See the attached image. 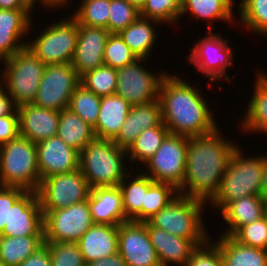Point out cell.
<instances>
[{
  "label": "cell",
  "mask_w": 267,
  "mask_h": 266,
  "mask_svg": "<svg viewBox=\"0 0 267 266\" xmlns=\"http://www.w3.org/2000/svg\"><path fill=\"white\" fill-rule=\"evenodd\" d=\"M231 141L223 137L220 127L210 134L188 139L185 175L178 189L180 195L206 204L213 200L230 159L239 147Z\"/></svg>",
  "instance_id": "obj_1"
},
{
  "label": "cell",
  "mask_w": 267,
  "mask_h": 266,
  "mask_svg": "<svg viewBox=\"0 0 267 266\" xmlns=\"http://www.w3.org/2000/svg\"><path fill=\"white\" fill-rule=\"evenodd\" d=\"M197 86L168 72L162 80L159 102L169 133L190 138L210 134L219 127L208 100L201 96Z\"/></svg>",
  "instance_id": "obj_2"
},
{
  "label": "cell",
  "mask_w": 267,
  "mask_h": 266,
  "mask_svg": "<svg viewBox=\"0 0 267 266\" xmlns=\"http://www.w3.org/2000/svg\"><path fill=\"white\" fill-rule=\"evenodd\" d=\"M124 159H128L127 150L113 140L95 138L79 152V170L91 189L116 187L130 173Z\"/></svg>",
  "instance_id": "obj_3"
},
{
  "label": "cell",
  "mask_w": 267,
  "mask_h": 266,
  "mask_svg": "<svg viewBox=\"0 0 267 266\" xmlns=\"http://www.w3.org/2000/svg\"><path fill=\"white\" fill-rule=\"evenodd\" d=\"M247 156L240 147L233 153L217 195L209 203L212 208L216 207L221 211L229 202L244 196L260 194L266 154Z\"/></svg>",
  "instance_id": "obj_4"
},
{
  "label": "cell",
  "mask_w": 267,
  "mask_h": 266,
  "mask_svg": "<svg viewBox=\"0 0 267 266\" xmlns=\"http://www.w3.org/2000/svg\"><path fill=\"white\" fill-rule=\"evenodd\" d=\"M40 182L34 142L19 135L0 146V186L36 192Z\"/></svg>",
  "instance_id": "obj_5"
},
{
  "label": "cell",
  "mask_w": 267,
  "mask_h": 266,
  "mask_svg": "<svg viewBox=\"0 0 267 266\" xmlns=\"http://www.w3.org/2000/svg\"><path fill=\"white\" fill-rule=\"evenodd\" d=\"M205 206L202 201L179 194L148 222L172 235L190 240L197 247L210 238L202 221Z\"/></svg>",
  "instance_id": "obj_6"
},
{
  "label": "cell",
  "mask_w": 267,
  "mask_h": 266,
  "mask_svg": "<svg viewBox=\"0 0 267 266\" xmlns=\"http://www.w3.org/2000/svg\"><path fill=\"white\" fill-rule=\"evenodd\" d=\"M1 62L3 88L15 106L33 103L46 65L28 47Z\"/></svg>",
  "instance_id": "obj_7"
},
{
  "label": "cell",
  "mask_w": 267,
  "mask_h": 266,
  "mask_svg": "<svg viewBox=\"0 0 267 266\" xmlns=\"http://www.w3.org/2000/svg\"><path fill=\"white\" fill-rule=\"evenodd\" d=\"M50 25L41 30L36 38L27 40V47L45 65L71 63L76 48L78 22L70 16Z\"/></svg>",
  "instance_id": "obj_8"
},
{
  "label": "cell",
  "mask_w": 267,
  "mask_h": 266,
  "mask_svg": "<svg viewBox=\"0 0 267 266\" xmlns=\"http://www.w3.org/2000/svg\"><path fill=\"white\" fill-rule=\"evenodd\" d=\"M208 33L194 41L195 45L190 49L186 61L194 65L202 75L209 77L211 83L219 80L230 83L231 78L227 73L235 55L231 51L233 47L229 46L228 39L221 37V33L214 34L213 31Z\"/></svg>",
  "instance_id": "obj_9"
},
{
  "label": "cell",
  "mask_w": 267,
  "mask_h": 266,
  "mask_svg": "<svg viewBox=\"0 0 267 266\" xmlns=\"http://www.w3.org/2000/svg\"><path fill=\"white\" fill-rule=\"evenodd\" d=\"M188 139L186 136L169 133L145 163L146 172L143 173L154 182L169 183L179 189L185 175Z\"/></svg>",
  "instance_id": "obj_10"
},
{
  "label": "cell",
  "mask_w": 267,
  "mask_h": 266,
  "mask_svg": "<svg viewBox=\"0 0 267 266\" xmlns=\"http://www.w3.org/2000/svg\"><path fill=\"white\" fill-rule=\"evenodd\" d=\"M149 59L138 58L133 63L117 68V88L115 94L123 97L131 106L144 105L159 99L162 80L167 71L152 74L145 65Z\"/></svg>",
  "instance_id": "obj_11"
},
{
  "label": "cell",
  "mask_w": 267,
  "mask_h": 266,
  "mask_svg": "<svg viewBox=\"0 0 267 266\" xmlns=\"http://www.w3.org/2000/svg\"><path fill=\"white\" fill-rule=\"evenodd\" d=\"M36 192L42 210L52 211L87 200L91 187L77 169L42 179Z\"/></svg>",
  "instance_id": "obj_12"
},
{
  "label": "cell",
  "mask_w": 267,
  "mask_h": 266,
  "mask_svg": "<svg viewBox=\"0 0 267 266\" xmlns=\"http://www.w3.org/2000/svg\"><path fill=\"white\" fill-rule=\"evenodd\" d=\"M80 84V77L71 63L46 65L36 97L37 107L62 111Z\"/></svg>",
  "instance_id": "obj_13"
},
{
  "label": "cell",
  "mask_w": 267,
  "mask_h": 266,
  "mask_svg": "<svg viewBox=\"0 0 267 266\" xmlns=\"http://www.w3.org/2000/svg\"><path fill=\"white\" fill-rule=\"evenodd\" d=\"M43 213L44 242L76 243L95 224L87 200Z\"/></svg>",
  "instance_id": "obj_14"
},
{
  "label": "cell",
  "mask_w": 267,
  "mask_h": 266,
  "mask_svg": "<svg viewBox=\"0 0 267 266\" xmlns=\"http://www.w3.org/2000/svg\"><path fill=\"white\" fill-rule=\"evenodd\" d=\"M118 253L127 266H161L145 222L128 220L118 225Z\"/></svg>",
  "instance_id": "obj_15"
},
{
  "label": "cell",
  "mask_w": 267,
  "mask_h": 266,
  "mask_svg": "<svg viewBox=\"0 0 267 266\" xmlns=\"http://www.w3.org/2000/svg\"><path fill=\"white\" fill-rule=\"evenodd\" d=\"M0 236H44V213L37 192L25 191L13 203Z\"/></svg>",
  "instance_id": "obj_16"
},
{
  "label": "cell",
  "mask_w": 267,
  "mask_h": 266,
  "mask_svg": "<svg viewBox=\"0 0 267 266\" xmlns=\"http://www.w3.org/2000/svg\"><path fill=\"white\" fill-rule=\"evenodd\" d=\"M36 151L41 180L79 169V152L57 135L37 143Z\"/></svg>",
  "instance_id": "obj_17"
},
{
  "label": "cell",
  "mask_w": 267,
  "mask_h": 266,
  "mask_svg": "<svg viewBox=\"0 0 267 266\" xmlns=\"http://www.w3.org/2000/svg\"><path fill=\"white\" fill-rule=\"evenodd\" d=\"M109 35L106 28L79 25L71 64L80 78L104 64V49Z\"/></svg>",
  "instance_id": "obj_18"
},
{
  "label": "cell",
  "mask_w": 267,
  "mask_h": 266,
  "mask_svg": "<svg viewBox=\"0 0 267 266\" xmlns=\"http://www.w3.org/2000/svg\"><path fill=\"white\" fill-rule=\"evenodd\" d=\"M32 11L30 9H0V60L12 57L27 47L24 39L32 29ZM24 39V40H23Z\"/></svg>",
  "instance_id": "obj_19"
},
{
  "label": "cell",
  "mask_w": 267,
  "mask_h": 266,
  "mask_svg": "<svg viewBox=\"0 0 267 266\" xmlns=\"http://www.w3.org/2000/svg\"><path fill=\"white\" fill-rule=\"evenodd\" d=\"M20 136L35 144L57 135L60 111L24 104L17 107Z\"/></svg>",
  "instance_id": "obj_20"
},
{
  "label": "cell",
  "mask_w": 267,
  "mask_h": 266,
  "mask_svg": "<svg viewBox=\"0 0 267 266\" xmlns=\"http://www.w3.org/2000/svg\"><path fill=\"white\" fill-rule=\"evenodd\" d=\"M145 225L161 266H186L196 246L188 239L152 226L148 221Z\"/></svg>",
  "instance_id": "obj_21"
},
{
  "label": "cell",
  "mask_w": 267,
  "mask_h": 266,
  "mask_svg": "<svg viewBox=\"0 0 267 266\" xmlns=\"http://www.w3.org/2000/svg\"><path fill=\"white\" fill-rule=\"evenodd\" d=\"M162 122L159 99L144 105L131 106L122 128L113 141L120 148L128 150L143 130L159 126Z\"/></svg>",
  "instance_id": "obj_22"
},
{
  "label": "cell",
  "mask_w": 267,
  "mask_h": 266,
  "mask_svg": "<svg viewBox=\"0 0 267 266\" xmlns=\"http://www.w3.org/2000/svg\"><path fill=\"white\" fill-rule=\"evenodd\" d=\"M85 263L118 252V225L94 224L76 242Z\"/></svg>",
  "instance_id": "obj_23"
},
{
  "label": "cell",
  "mask_w": 267,
  "mask_h": 266,
  "mask_svg": "<svg viewBox=\"0 0 267 266\" xmlns=\"http://www.w3.org/2000/svg\"><path fill=\"white\" fill-rule=\"evenodd\" d=\"M87 201L95 224L119 225L128 221L118 186L93 188Z\"/></svg>",
  "instance_id": "obj_24"
},
{
  "label": "cell",
  "mask_w": 267,
  "mask_h": 266,
  "mask_svg": "<svg viewBox=\"0 0 267 266\" xmlns=\"http://www.w3.org/2000/svg\"><path fill=\"white\" fill-rule=\"evenodd\" d=\"M266 201L259 195L244 196L229 202L220 212L227 223L222 235L232 236L240 227L264 217Z\"/></svg>",
  "instance_id": "obj_25"
},
{
  "label": "cell",
  "mask_w": 267,
  "mask_h": 266,
  "mask_svg": "<svg viewBox=\"0 0 267 266\" xmlns=\"http://www.w3.org/2000/svg\"><path fill=\"white\" fill-rule=\"evenodd\" d=\"M131 105L117 94L101 97L99 117L94 128L96 138L113 140L127 118Z\"/></svg>",
  "instance_id": "obj_26"
},
{
  "label": "cell",
  "mask_w": 267,
  "mask_h": 266,
  "mask_svg": "<svg viewBox=\"0 0 267 266\" xmlns=\"http://www.w3.org/2000/svg\"><path fill=\"white\" fill-rule=\"evenodd\" d=\"M262 72V73H261ZM257 71L255 88L249 100L246 112L241 118L240 125L243 131L267 134V74Z\"/></svg>",
  "instance_id": "obj_27"
},
{
  "label": "cell",
  "mask_w": 267,
  "mask_h": 266,
  "mask_svg": "<svg viewBox=\"0 0 267 266\" xmlns=\"http://www.w3.org/2000/svg\"><path fill=\"white\" fill-rule=\"evenodd\" d=\"M130 180H127V179ZM128 182H127V181ZM154 181L142 173H128L118 186L122 194L124 215L127 220L142 222V205H145V194Z\"/></svg>",
  "instance_id": "obj_28"
},
{
  "label": "cell",
  "mask_w": 267,
  "mask_h": 266,
  "mask_svg": "<svg viewBox=\"0 0 267 266\" xmlns=\"http://www.w3.org/2000/svg\"><path fill=\"white\" fill-rule=\"evenodd\" d=\"M215 243L224 266H267V250L241 244L232 236L221 234Z\"/></svg>",
  "instance_id": "obj_29"
},
{
  "label": "cell",
  "mask_w": 267,
  "mask_h": 266,
  "mask_svg": "<svg viewBox=\"0 0 267 266\" xmlns=\"http://www.w3.org/2000/svg\"><path fill=\"white\" fill-rule=\"evenodd\" d=\"M159 25L158 21L144 17H139L131 25L122 30L119 35L124 43L138 58L151 57V50L156 43V28L153 25Z\"/></svg>",
  "instance_id": "obj_30"
},
{
  "label": "cell",
  "mask_w": 267,
  "mask_h": 266,
  "mask_svg": "<svg viewBox=\"0 0 267 266\" xmlns=\"http://www.w3.org/2000/svg\"><path fill=\"white\" fill-rule=\"evenodd\" d=\"M57 136L78 152L96 138L94 128L69 108L60 111Z\"/></svg>",
  "instance_id": "obj_31"
},
{
  "label": "cell",
  "mask_w": 267,
  "mask_h": 266,
  "mask_svg": "<svg viewBox=\"0 0 267 266\" xmlns=\"http://www.w3.org/2000/svg\"><path fill=\"white\" fill-rule=\"evenodd\" d=\"M233 5L229 0H182V9L180 17L190 13L192 17L207 20L208 31H213L211 22L215 20L223 22H233Z\"/></svg>",
  "instance_id": "obj_32"
},
{
  "label": "cell",
  "mask_w": 267,
  "mask_h": 266,
  "mask_svg": "<svg viewBox=\"0 0 267 266\" xmlns=\"http://www.w3.org/2000/svg\"><path fill=\"white\" fill-rule=\"evenodd\" d=\"M44 245V236H0V260L5 266H19Z\"/></svg>",
  "instance_id": "obj_33"
},
{
  "label": "cell",
  "mask_w": 267,
  "mask_h": 266,
  "mask_svg": "<svg viewBox=\"0 0 267 266\" xmlns=\"http://www.w3.org/2000/svg\"><path fill=\"white\" fill-rule=\"evenodd\" d=\"M169 134L168 128L162 122L159 126L143 130L127 150L128 161L145 164L159 149L164 138Z\"/></svg>",
  "instance_id": "obj_34"
},
{
  "label": "cell",
  "mask_w": 267,
  "mask_h": 266,
  "mask_svg": "<svg viewBox=\"0 0 267 266\" xmlns=\"http://www.w3.org/2000/svg\"><path fill=\"white\" fill-rule=\"evenodd\" d=\"M238 14L242 27L259 36H267V0H240Z\"/></svg>",
  "instance_id": "obj_35"
},
{
  "label": "cell",
  "mask_w": 267,
  "mask_h": 266,
  "mask_svg": "<svg viewBox=\"0 0 267 266\" xmlns=\"http://www.w3.org/2000/svg\"><path fill=\"white\" fill-rule=\"evenodd\" d=\"M100 104L101 97L80 83L70 98L68 108L94 127L99 117Z\"/></svg>",
  "instance_id": "obj_36"
},
{
  "label": "cell",
  "mask_w": 267,
  "mask_h": 266,
  "mask_svg": "<svg viewBox=\"0 0 267 266\" xmlns=\"http://www.w3.org/2000/svg\"><path fill=\"white\" fill-rule=\"evenodd\" d=\"M178 195V189L174 185L153 182L145 194V205H142V222L148 221Z\"/></svg>",
  "instance_id": "obj_37"
},
{
  "label": "cell",
  "mask_w": 267,
  "mask_h": 266,
  "mask_svg": "<svg viewBox=\"0 0 267 266\" xmlns=\"http://www.w3.org/2000/svg\"><path fill=\"white\" fill-rule=\"evenodd\" d=\"M110 0H82L73 16L79 25L108 30Z\"/></svg>",
  "instance_id": "obj_38"
},
{
  "label": "cell",
  "mask_w": 267,
  "mask_h": 266,
  "mask_svg": "<svg viewBox=\"0 0 267 266\" xmlns=\"http://www.w3.org/2000/svg\"><path fill=\"white\" fill-rule=\"evenodd\" d=\"M80 83L97 96L113 95L117 88L116 69L103 64L84 74Z\"/></svg>",
  "instance_id": "obj_39"
},
{
  "label": "cell",
  "mask_w": 267,
  "mask_h": 266,
  "mask_svg": "<svg viewBox=\"0 0 267 266\" xmlns=\"http://www.w3.org/2000/svg\"><path fill=\"white\" fill-rule=\"evenodd\" d=\"M182 0H147L140 10L141 17L158 21L160 24L177 25L180 19ZM172 23V24H171Z\"/></svg>",
  "instance_id": "obj_40"
},
{
  "label": "cell",
  "mask_w": 267,
  "mask_h": 266,
  "mask_svg": "<svg viewBox=\"0 0 267 266\" xmlns=\"http://www.w3.org/2000/svg\"><path fill=\"white\" fill-rule=\"evenodd\" d=\"M140 16V10L126 0H110L108 20L110 34H119Z\"/></svg>",
  "instance_id": "obj_41"
},
{
  "label": "cell",
  "mask_w": 267,
  "mask_h": 266,
  "mask_svg": "<svg viewBox=\"0 0 267 266\" xmlns=\"http://www.w3.org/2000/svg\"><path fill=\"white\" fill-rule=\"evenodd\" d=\"M138 57L124 43L119 34H110L104 49V65L121 68L133 63Z\"/></svg>",
  "instance_id": "obj_42"
},
{
  "label": "cell",
  "mask_w": 267,
  "mask_h": 266,
  "mask_svg": "<svg viewBox=\"0 0 267 266\" xmlns=\"http://www.w3.org/2000/svg\"><path fill=\"white\" fill-rule=\"evenodd\" d=\"M49 250L52 266H86L77 243L44 242Z\"/></svg>",
  "instance_id": "obj_43"
},
{
  "label": "cell",
  "mask_w": 267,
  "mask_h": 266,
  "mask_svg": "<svg viewBox=\"0 0 267 266\" xmlns=\"http://www.w3.org/2000/svg\"><path fill=\"white\" fill-rule=\"evenodd\" d=\"M232 237L241 244L267 250V225L265 217L240 227Z\"/></svg>",
  "instance_id": "obj_44"
},
{
  "label": "cell",
  "mask_w": 267,
  "mask_h": 266,
  "mask_svg": "<svg viewBox=\"0 0 267 266\" xmlns=\"http://www.w3.org/2000/svg\"><path fill=\"white\" fill-rule=\"evenodd\" d=\"M186 266H224L220 248L212 237L192 251Z\"/></svg>",
  "instance_id": "obj_45"
},
{
  "label": "cell",
  "mask_w": 267,
  "mask_h": 266,
  "mask_svg": "<svg viewBox=\"0 0 267 266\" xmlns=\"http://www.w3.org/2000/svg\"><path fill=\"white\" fill-rule=\"evenodd\" d=\"M24 192L25 190L19 187L0 186V234L9 222L10 208Z\"/></svg>",
  "instance_id": "obj_46"
},
{
  "label": "cell",
  "mask_w": 267,
  "mask_h": 266,
  "mask_svg": "<svg viewBox=\"0 0 267 266\" xmlns=\"http://www.w3.org/2000/svg\"><path fill=\"white\" fill-rule=\"evenodd\" d=\"M20 135L17 109L11 114L0 117V146Z\"/></svg>",
  "instance_id": "obj_47"
},
{
  "label": "cell",
  "mask_w": 267,
  "mask_h": 266,
  "mask_svg": "<svg viewBox=\"0 0 267 266\" xmlns=\"http://www.w3.org/2000/svg\"><path fill=\"white\" fill-rule=\"evenodd\" d=\"M19 266H52L48 248L43 245Z\"/></svg>",
  "instance_id": "obj_48"
},
{
  "label": "cell",
  "mask_w": 267,
  "mask_h": 266,
  "mask_svg": "<svg viewBox=\"0 0 267 266\" xmlns=\"http://www.w3.org/2000/svg\"><path fill=\"white\" fill-rule=\"evenodd\" d=\"M17 107L15 106L11 96L2 88L0 90V117L11 115Z\"/></svg>",
  "instance_id": "obj_49"
},
{
  "label": "cell",
  "mask_w": 267,
  "mask_h": 266,
  "mask_svg": "<svg viewBox=\"0 0 267 266\" xmlns=\"http://www.w3.org/2000/svg\"><path fill=\"white\" fill-rule=\"evenodd\" d=\"M86 266H127L124 259L117 252L114 255L89 262Z\"/></svg>",
  "instance_id": "obj_50"
},
{
  "label": "cell",
  "mask_w": 267,
  "mask_h": 266,
  "mask_svg": "<svg viewBox=\"0 0 267 266\" xmlns=\"http://www.w3.org/2000/svg\"><path fill=\"white\" fill-rule=\"evenodd\" d=\"M40 1V2H39ZM22 2L32 11L34 10L33 8L35 7L36 2L40 3L43 5V7L47 8V10L50 8H59L60 6L54 1V0H22Z\"/></svg>",
  "instance_id": "obj_51"
},
{
  "label": "cell",
  "mask_w": 267,
  "mask_h": 266,
  "mask_svg": "<svg viewBox=\"0 0 267 266\" xmlns=\"http://www.w3.org/2000/svg\"><path fill=\"white\" fill-rule=\"evenodd\" d=\"M0 9L15 10V9H29L22 0H0Z\"/></svg>",
  "instance_id": "obj_52"
},
{
  "label": "cell",
  "mask_w": 267,
  "mask_h": 266,
  "mask_svg": "<svg viewBox=\"0 0 267 266\" xmlns=\"http://www.w3.org/2000/svg\"><path fill=\"white\" fill-rule=\"evenodd\" d=\"M259 196L267 202V154H266V161H265V167L262 174V184L260 189Z\"/></svg>",
  "instance_id": "obj_53"
},
{
  "label": "cell",
  "mask_w": 267,
  "mask_h": 266,
  "mask_svg": "<svg viewBox=\"0 0 267 266\" xmlns=\"http://www.w3.org/2000/svg\"><path fill=\"white\" fill-rule=\"evenodd\" d=\"M131 3L133 6L137 7L139 10L143 7L147 0H126Z\"/></svg>",
  "instance_id": "obj_54"
},
{
  "label": "cell",
  "mask_w": 267,
  "mask_h": 266,
  "mask_svg": "<svg viewBox=\"0 0 267 266\" xmlns=\"http://www.w3.org/2000/svg\"><path fill=\"white\" fill-rule=\"evenodd\" d=\"M61 8L64 7V0H54Z\"/></svg>",
  "instance_id": "obj_55"
},
{
  "label": "cell",
  "mask_w": 267,
  "mask_h": 266,
  "mask_svg": "<svg viewBox=\"0 0 267 266\" xmlns=\"http://www.w3.org/2000/svg\"><path fill=\"white\" fill-rule=\"evenodd\" d=\"M1 61V60H0ZM3 88V72L0 74V90Z\"/></svg>",
  "instance_id": "obj_56"
},
{
  "label": "cell",
  "mask_w": 267,
  "mask_h": 266,
  "mask_svg": "<svg viewBox=\"0 0 267 266\" xmlns=\"http://www.w3.org/2000/svg\"><path fill=\"white\" fill-rule=\"evenodd\" d=\"M69 3H70V1H69V0H64V7H66V6H68V7H69V6H70V5H69Z\"/></svg>",
  "instance_id": "obj_57"
},
{
  "label": "cell",
  "mask_w": 267,
  "mask_h": 266,
  "mask_svg": "<svg viewBox=\"0 0 267 266\" xmlns=\"http://www.w3.org/2000/svg\"><path fill=\"white\" fill-rule=\"evenodd\" d=\"M265 220H266V225H267V203H266V209H265V214H264Z\"/></svg>",
  "instance_id": "obj_58"
},
{
  "label": "cell",
  "mask_w": 267,
  "mask_h": 266,
  "mask_svg": "<svg viewBox=\"0 0 267 266\" xmlns=\"http://www.w3.org/2000/svg\"><path fill=\"white\" fill-rule=\"evenodd\" d=\"M0 266H5V264L0 260Z\"/></svg>",
  "instance_id": "obj_59"
},
{
  "label": "cell",
  "mask_w": 267,
  "mask_h": 266,
  "mask_svg": "<svg viewBox=\"0 0 267 266\" xmlns=\"http://www.w3.org/2000/svg\"><path fill=\"white\" fill-rule=\"evenodd\" d=\"M233 5H234V3L236 2L235 0H229Z\"/></svg>",
  "instance_id": "obj_60"
}]
</instances>
